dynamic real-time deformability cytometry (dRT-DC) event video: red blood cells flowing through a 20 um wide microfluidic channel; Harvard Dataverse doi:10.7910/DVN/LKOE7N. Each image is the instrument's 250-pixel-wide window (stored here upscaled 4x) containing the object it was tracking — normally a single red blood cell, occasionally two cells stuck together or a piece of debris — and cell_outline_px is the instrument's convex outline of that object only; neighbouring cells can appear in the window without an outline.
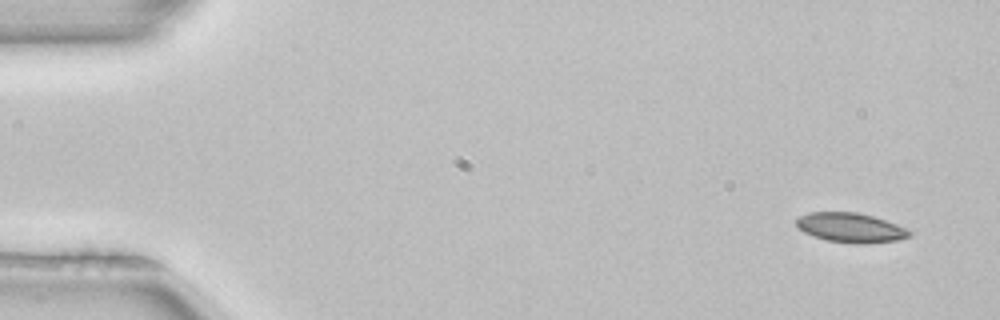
{"species": "common noctule bat (a hibernating species)", "species_latin": "Nyctalus noctula", "temperature_condition": "room temperature", "stored_images_in_passage": 4, "camera_frame_rate_fps": 3000, "um_per_image_px": 0.085, "animal": {"sex": "female", "body_mass_g": 22.7, "forearm_length_mm": 54.2}, "frame": {"image": 1, "passage_image": 1, "time_ms": 0.0, "image_size_px": [1000, 320], "cell_outline_px": [[912, 232], [908, 236], [896, 240], [864, 244], [856, 244], [828, 240], [804, 232], [796, 224], [796, 220], [800, 216], [808, 212], [856, 212], [872, 216], [896, 224]], "centroid_in_image_um": [72.28, 19.34], "position_along_channel_um": 12.7, "area_um2": 19.07}}
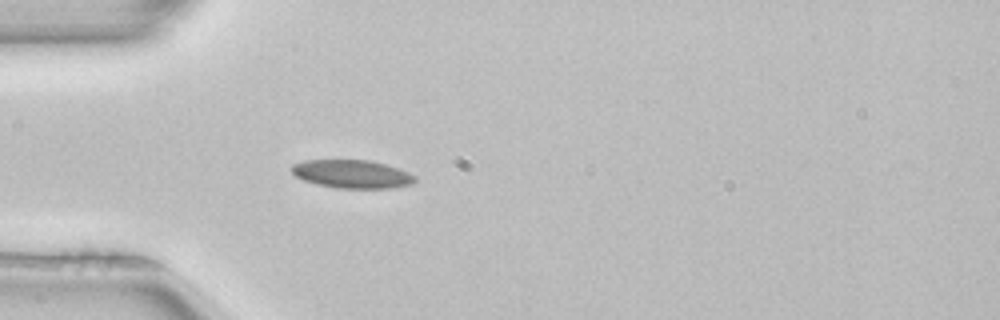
{"frame": {"image": 2, "passage_image": 4, "time_ms": 1.0, "image_size_px": [1000, 320], "cell_outline_px": [[416, 180], [412, 184], [392, 188], [336, 188], [316, 184], [304, 180], [296, 176], [288, 168], [292, 164], [304, 160], [372, 160], [408, 172], [416, 176]], "centroid_in_image_um": [29.89, 14.79], "position_along_channel_um": 55.1, "area_um2": 20.4}}